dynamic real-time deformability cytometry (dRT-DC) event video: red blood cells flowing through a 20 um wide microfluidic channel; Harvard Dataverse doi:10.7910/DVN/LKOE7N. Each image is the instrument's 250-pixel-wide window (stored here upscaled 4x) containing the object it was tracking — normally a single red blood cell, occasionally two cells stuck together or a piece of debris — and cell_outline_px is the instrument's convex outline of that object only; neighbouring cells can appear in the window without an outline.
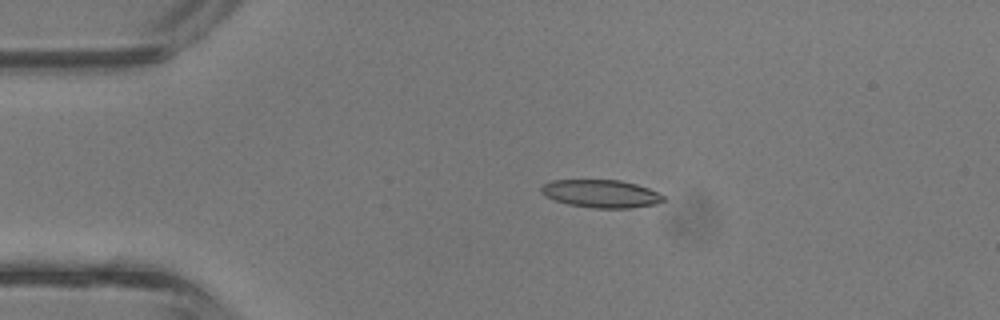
{"species": "common noctule bat (a hibernating species)", "species_latin": "Nyctalus noctula", "temperature_condition": "room temperature", "stored_images_in_passage": 3, "camera_frame_rate_fps": 3000, "um_per_image_px": 0.085, "animal": {"sex": "male", "body_mass_g": 13.3}, "frame": {"image": 1, "passage_image": 1, "time_ms": 0.0, "image_size_px": [1000, 320], "cell_outline_px": [[664, 200], [656, 204], [628, 208], [592, 208], [568, 204], [544, 196], [540, 192], [540, 188], [544, 184], [552, 180], [620, 180], [636, 184], [648, 188], [664, 196]], "centroid_in_image_um": [51.06, 16.46], "position_along_channel_um": 33.9, "area_um2": 19.77}}
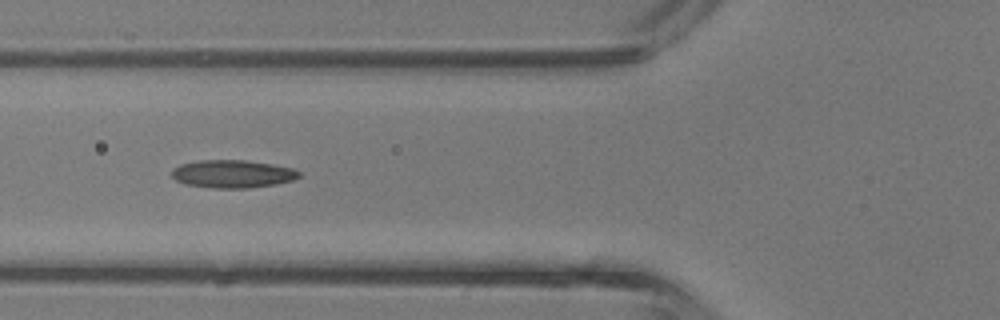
{"frame": {"image": 2, "passage_image": 3, "time_ms": 0.667, "image_size_px": [1000, 320], "cell_outline_px": [[300, 176], [292, 180], [276, 184], [248, 188], [212, 188], [184, 184], [176, 180], [172, 176], [172, 168], [180, 164], [200, 160], [244, 160], [272, 164], [292, 168], [300, 172]], "centroid_in_image_um": [19.74, 14.78], "position_along_channel_um": 106.1, "area_um2": 20.69}}